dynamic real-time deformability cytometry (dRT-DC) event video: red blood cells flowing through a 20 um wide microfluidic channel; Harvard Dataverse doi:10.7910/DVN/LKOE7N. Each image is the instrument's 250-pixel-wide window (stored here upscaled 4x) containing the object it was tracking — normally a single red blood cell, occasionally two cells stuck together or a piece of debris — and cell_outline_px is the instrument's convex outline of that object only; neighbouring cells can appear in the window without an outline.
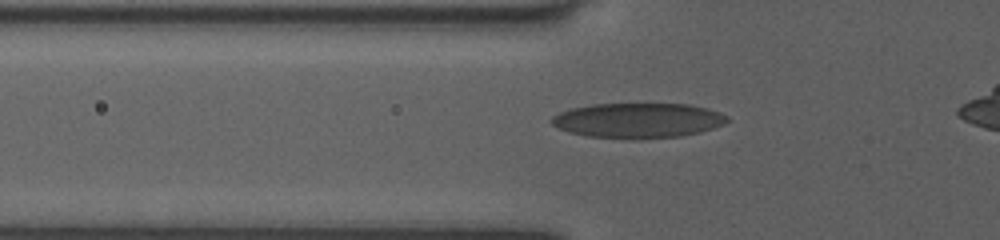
{"species": "human", "species_latin": "Homo sapiens", "temperature_condition": "room temperature", "stored_images_in_passage": 37, "camera_frame_rate_fps": 3000, "um_per_image_px": 0.085, "donor": {"sex": "female"}, "frame": {"image": 1, "passage_image": 8, "time_ms": 2.333, "image_size_px": [1000, 240], "cell_outline_px": [[728, 120], [724, 124], [700, 132], [680, 136], [588, 136], [568, 132], [552, 124], [552, 116], [560, 112], [572, 108], [592, 104], [688, 104], [708, 108], [720, 112], [728, 116]], "centroid_in_image_um": [54.26, 10.19], "position_along_channel_um": 71.5, "area_um2": 34.62}}
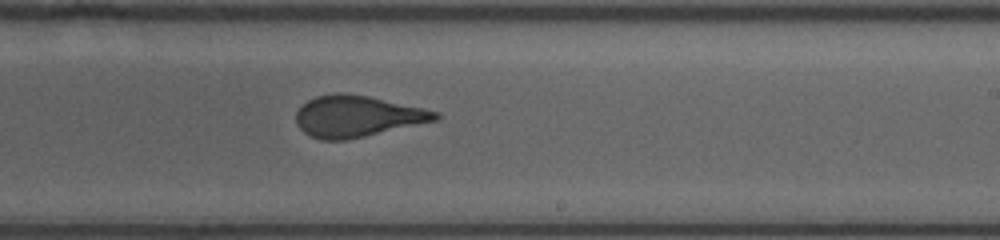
{"frame": {"image": 2, "passage_image": 22, "time_ms": 7.0, "image_size_px": [1000, 240], "cell_outline_px": [[440, 116], [436, 120], [364, 136], [344, 140], [320, 140], [304, 132], [296, 124], [296, 112], [308, 100], [316, 96], [336, 92], [348, 92], [368, 96], [424, 108], [440, 112]], "centroid_in_image_um": [30.34, 9.87], "position_along_channel_um": 258.7, "area_um2": 33.35}}
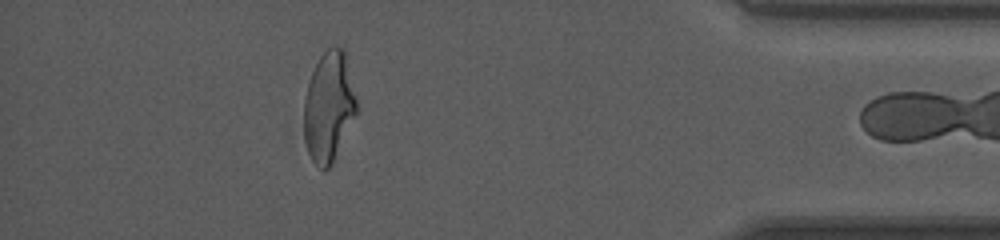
{"frame": {"image": 3, "passage_image": 36, "time_ms": 11.667, "image_size_px": [1000, 240], "cell_outline_px": [[356, 112], [328, 168], [320, 168], [312, 160], [308, 152], [304, 140], [304, 100], [308, 80], [320, 56], [332, 44], [336, 44], [344, 48], [356, 100]], "centroid_in_image_um": [27.91, 8.99], "position_along_channel_um": 407.3, "area_um2": 33.06}}